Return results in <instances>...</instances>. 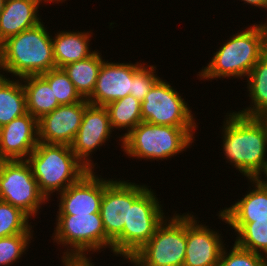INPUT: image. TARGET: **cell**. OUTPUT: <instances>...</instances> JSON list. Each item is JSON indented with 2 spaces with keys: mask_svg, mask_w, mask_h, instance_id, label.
<instances>
[{
  "mask_svg": "<svg viewBox=\"0 0 267 266\" xmlns=\"http://www.w3.org/2000/svg\"><path fill=\"white\" fill-rule=\"evenodd\" d=\"M222 126L226 162L248 179L267 169V117H249L236 111L226 113Z\"/></svg>",
  "mask_w": 267,
  "mask_h": 266,
  "instance_id": "cell-1",
  "label": "cell"
},
{
  "mask_svg": "<svg viewBox=\"0 0 267 266\" xmlns=\"http://www.w3.org/2000/svg\"><path fill=\"white\" fill-rule=\"evenodd\" d=\"M229 39L214 53L208 65L198 72L200 79L209 81L217 78L247 77L267 52V25L252 24Z\"/></svg>",
  "mask_w": 267,
  "mask_h": 266,
  "instance_id": "cell-2",
  "label": "cell"
},
{
  "mask_svg": "<svg viewBox=\"0 0 267 266\" xmlns=\"http://www.w3.org/2000/svg\"><path fill=\"white\" fill-rule=\"evenodd\" d=\"M43 22L0 44V70L22 78L56 68L50 32Z\"/></svg>",
  "mask_w": 267,
  "mask_h": 266,
  "instance_id": "cell-3",
  "label": "cell"
},
{
  "mask_svg": "<svg viewBox=\"0 0 267 266\" xmlns=\"http://www.w3.org/2000/svg\"><path fill=\"white\" fill-rule=\"evenodd\" d=\"M26 161L31 166L39 191L48 201L52 193L64 191L90 171L66 144L39 142Z\"/></svg>",
  "mask_w": 267,
  "mask_h": 266,
  "instance_id": "cell-4",
  "label": "cell"
},
{
  "mask_svg": "<svg viewBox=\"0 0 267 266\" xmlns=\"http://www.w3.org/2000/svg\"><path fill=\"white\" fill-rule=\"evenodd\" d=\"M196 128L153 125L142 121L119 141L121 149L129 157L167 160L192 145Z\"/></svg>",
  "mask_w": 267,
  "mask_h": 266,
  "instance_id": "cell-5",
  "label": "cell"
},
{
  "mask_svg": "<svg viewBox=\"0 0 267 266\" xmlns=\"http://www.w3.org/2000/svg\"><path fill=\"white\" fill-rule=\"evenodd\" d=\"M56 216L53 241L63 247L68 246L61 260L91 259L86 255L90 251L100 252L102 248H110L112 251V241L105 233L100 212Z\"/></svg>",
  "mask_w": 267,
  "mask_h": 266,
  "instance_id": "cell-6",
  "label": "cell"
},
{
  "mask_svg": "<svg viewBox=\"0 0 267 266\" xmlns=\"http://www.w3.org/2000/svg\"><path fill=\"white\" fill-rule=\"evenodd\" d=\"M151 188H147L129 205L128 223L122 233L112 242V253L127 261L154 235L165 220L162 205Z\"/></svg>",
  "mask_w": 267,
  "mask_h": 266,
  "instance_id": "cell-7",
  "label": "cell"
},
{
  "mask_svg": "<svg viewBox=\"0 0 267 266\" xmlns=\"http://www.w3.org/2000/svg\"><path fill=\"white\" fill-rule=\"evenodd\" d=\"M185 252L186 213H174L128 261L134 266H183Z\"/></svg>",
  "mask_w": 267,
  "mask_h": 266,
  "instance_id": "cell-8",
  "label": "cell"
},
{
  "mask_svg": "<svg viewBox=\"0 0 267 266\" xmlns=\"http://www.w3.org/2000/svg\"><path fill=\"white\" fill-rule=\"evenodd\" d=\"M0 200L19 208L30 218L38 215L48 200L39 191L26 160L0 161Z\"/></svg>",
  "mask_w": 267,
  "mask_h": 266,
  "instance_id": "cell-9",
  "label": "cell"
},
{
  "mask_svg": "<svg viewBox=\"0 0 267 266\" xmlns=\"http://www.w3.org/2000/svg\"><path fill=\"white\" fill-rule=\"evenodd\" d=\"M188 103L160 78L141 102L143 122L173 127H198Z\"/></svg>",
  "mask_w": 267,
  "mask_h": 266,
  "instance_id": "cell-10",
  "label": "cell"
},
{
  "mask_svg": "<svg viewBox=\"0 0 267 266\" xmlns=\"http://www.w3.org/2000/svg\"><path fill=\"white\" fill-rule=\"evenodd\" d=\"M147 185L129 180L104 178V193L100 207L101 219L107 237L113 242L128 223L129 205L147 189Z\"/></svg>",
  "mask_w": 267,
  "mask_h": 266,
  "instance_id": "cell-11",
  "label": "cell"
},
{
  "mask_svg": "<svg viewBox=\"0 0 267 266\" xmlns=\"http://www.w3.org/2000/svg\"><path fill=\"white\" fill-rule=\"evenodd\" d=\"M112 131L114 130L111 127L107 108L89 104L84 111L83 120L75 139L70 145L76 157L89 170H94L96 166L91 159L92 153L105 145L106 141L108 142Z\"/></svg>",
  "mask_w": 267,
  "mask_h": 266,
  "instance_id": "cell-12",
  "label": "cell"
},
{
  "mask_svg": "<svg viewBox=\"0 0 267 266\" xmlns=\"http://www.w3.org/2000/svg\"><path fill=\"white\" fill-rule=\"evenodd\" d=\"M90 103L83 99L78 103L58 106L38 119V141L45 144L71 145Z\"/></svg>",
  "mask_w": 267,
  "mask_h": 266,
  "instance_id": "cell-13",
  "label": "cell"
},
{
  "mask_svg": "<svg viewBox=\"0 0 267 266\" xmlns=\"http://www.w3.org/2000/svg\"><path fill=\"white\" fill-rule=\"evenodd\" d=\"M143 63H114L103 61L96 85L87 101L96 106H106L129 95L133 76L144 66Z\"/></svg>",
  "mask_w": 267,
  "mask_h": 266,
  "instance_id": "cell-14",
  "label": "cell"
},
{
  "mask_svg": "<svg viewBox=\"0 0 267 266\" xmlns=\"http://www.w3.org/2000/svg\"><path fill=\"white\" fill-rule=\"evenodd\" d=\"M191 213L186 214V252L183 266H217L223 248L222 236ZM198 221V222H197Z\"/></svg>",
  "mask_w": 267,
  "mask_h": 266,
  "instance_id": "cell-15",
  "label": "cell"
},
{
  "mask_svg": "<svg viewBox=\"0 0 267 266\" xmlns=\"http://www.w3.org/2000/svg\"><path fill=\"white\" fill-rule=\"evenodd\" d=\"M88 171L79 181L58 193V215L99 213L104 193V179Z\"/></svg>",
  "mask_w": 267,
  "mask_h": 266,
  "instance_id": "cell-16",
  "label": "cell"
},
{
  "mask_svg": "<svg viewBox=\"0 0 267 266\" xmlns=\"http://www.w3.org/2000/svg\"><path fill=\"white\" fill-rule=\"evenodd\" d=\"M38 143V120L27 112L0 128V161L26 160Z\"/></svg>",
  "mask_w": 267,
  "mask_h": 266,
  "instance_id": "cell-17",
  "label": "cell"
},
{
  "mask_svg": "<svg viewBox=\"0 0 267 266\" xmlns=\"http://www.w3.org/2000/svg\"><path fill=\"white\" fill-rule=\"evenodd\" d=\"M39 5L41 3L38 0H5L0 13V44L41 23Z\"/></svg>",
  "mask_w": 267,
  "mask_h": 266,
  "instance_id": "cell-18",
  "label": "cell"
},
{
  "mask_svg": "<svg viewBox=\"0 0 267 266\" xmlns=\"http://www.w3.org/2000/svg\"><path fill=\"white\" fill-rule=\"evenodd\" d=\"M252 188L232 206L220 210L226 222H254L267 219V189L256 179H248ZM252 189V190H251Z\"/></svg>",
  "mask_w": 267,
  "mask_h": 266,
  "instance_id": "cell-19",
  "label": "cell"
},
{
  "mask_svg": "<svg viewBox=\"0 0 267 266\" xmlns=\"http://www.w3.org/2000/svg\"><path fill=\"white\" fill-rule=\"evenodd\" d=\"M52 36L53 57L56 68L84 60L94 52L90 49L91 32L59 31Z\"/></svg>",
  "mask_w": 267,
  "mask_h": 266,
  "instance_id": "cell-20",
  "label": "cell"
},
{
  "mask_svg": "<svg viewBox=\"0 0 267 266\" xmlns=\"http://www.w3.org/2000/svg\"><path fill=\"white\" fill-rule=\"evenodd\" d=\"M20 79L26 95L27 112L37 120L60 106L54 97L53 88L41 75H29Z\"/></svg>",
  "mask_w": 267,
  "mask_h": 266,
  "instance_id": "cell-21",
  "label": "cell"
},
{
  "mask_svg": "<svg viewBox=\"0 0 267 266\" xmlns=\"http://www.w3.org/2000/svg\"><path fill=\"white\" fill-rule=\"evenodd\" d=\"M247 79L251 105L237 111L249 117H267V52L254 65Z\"/></svg>",
  "mask_w": 267,
  "mask_h": 266,
  "instance_id": "cell-22",
  "label": "cell"
},
{
  "mask_svg": "<svg viewBox=\"0 0 267 266\" xmlns=\"http://www.w3.org/2000/svg\"><path fill=\"white\" fill-rule=\"evenodd\" d=\"M0 75V128L27 113L26 95L21 79Z\"/></svg>",
  "mask_w": 267,
  "mask_h": 266,
  "instance_id": "cell-23",
  "label": "cell"
},
{
  "mask_svg": "<svg viewBox=\"0 0 267 266\" xmlns=\"http://www.w3.org/2000/svg\"><path fill=\"white\" fill-rule=\"evenodd\" d=\"M99 50L84 60L63 67L77 92L83 99H88L94 91L103 58Z\"/></svg>",
  "mask_w": 267,
  "mask_h": 266,
  "instance_id": "cell-24",
  "label": "cell"
},
{
  "mask_svg": "<svg viewBox=\"0 0 267 266\" xmlns=\"http://www.w3.org/2000/svg\"><path fill=\"white\" fill-rule=\"evenodd\" d=\"M217 215L235 230L237 246L260 255L265 254L267 257V219L254 222H226L225 216L220 211Z\"/></svg>",
  "mask_w": 267,
  "mask_h": 266,
  "instance_id": "cell-25",
  "label": "cell"
},
{
  "mask_svg": "<svg viewBox=\"0 0 267 266\" xmlns=\"http://www.w3.org/2000/svg\"><path fill=\"white\" fill-rule=\"evenodd\" d=\"M105 107L109 113L111 127L118 130L126 129L127 131L119 137L120 139L142 122L141 101L133 95L129 94L122 99L109 103Z\"/></svg>",
  "mask_w": 267,
  "mask_h": 266,
  "instance_id": "cell-26",
  "label": "cell"
},
{
  "mask_svg": "<svg viewBox=\"0 0 267 266\" xmlns=\"http://www.w3.org/2000/svg\"><path fill=\"white\" fill-rule=\"evenodd\" d=\"M29 216L19 208L0 200V238L33 233Z\"/></svg>",
  "mask_w": 267,
  "mask_h": 266,
  "instance_id": "cell-27",
  "label": "cell"
},
{
  "mask_svg": "<svg viewBox=\"0 0 267 266\" xmlns=\"http://www.w3.org/2000/svg\"><path fill=\"white\" fill-rule=\"evenodd\" d=\"M41 76L53 88L54 97L60 105L78 103L83 100L63 68H53Z\"/></svg>",
  "mask_w": 267,
  "mask_h": 266,
  "instance_id": "cell-28",
  "label": "cell"
},
{
  "mask_svg": "<svg viewBox=\"0 0 267 266\" xmlns=\"http://www.w3.org/2000/svg\"><path fill=\"white\" fill-rule=\"evenodd\" d=\"M33 233H19L0 238V266H10L26 253Z\"/></svg>",
  "mask_w": 267,
  "mask_h": 266,
  "instance_id": "cell-29",
  "label": "cell"
},
{
  "mask_svg": "<svg viewBox=\"0 0 267 266\" xmlns=\"http://www.w3.org/2000/svg\"><path fill=\"white\" fill-rule=\"evenodd\" d=\"M224 247L221 253L220 266H267V257L240 248L235 243L229 252Z\"/></svg>",
  "mask_w": 267,
  "mask_h": 266,
  "instance_id": "cell-30",
  "label": "cell"
},
{
  "mask_svg": "<svg viewBox=\"0 0 267 266\" xmlns=\"http://www.w3.org/2000/svg\"><path fill=\"white\" fill-rule=\"evenodd\" d=\"M144 65L132 79V90L130 95H133L139 101H143L145 95L151 90L154 84L160 79L156 73V66Z\"/></svg>",
  "mask_w": 267,
  "mask_h": 266,
  "instance_id": "cell-31",
  "label": "cell"
},
{
  "mask_svg": "<svg viewBox=\"0 0 267 266\" xmlns=\"http://www.w3.org/2000/svg\"><path fill=\"white\" fill-rule=\"evenodd\" d=\"M63 266H94L91 259H83V260H66L62 259Z\"/></svg>",
  "mask_w": 267,
  "mask_h": 266,
  "instance_id": "cell-32",
  "label": "cell"
},
{
  "mask_svg": "<svg viewBox=\"0 0 267 266\" xmlns=\"http://www.w3.org/2000/svg\"><path fill=\"white\" fill-rule=\"evenodd\" d=\"M244 1L245 4L247 3L248 5H254L256 7H260V8H265V10H267V0H241Z\"/></svg>",
  "mask_w": 267,
  "mask_h": 266,
  "instance_id": "cell-33",
  "label": "cell"
},
{
  "mask_svg": "<svg viewBox=\"0 0 267 266\" xmlns=\"http://www.w3.org/2000/svg\"><path fill=\"white\" fill-rule=\"evenodd\" d=\"M265 175L264 179H262V176H259L257 179L263 184V186L267 189V169L262 173ZM266 178V179H265Z\"/></svg>",
  "mask_w": 267,
  "mask_h": 266,
  "instance_id": "cell-34",
  "label": "cell"
},
{
  "mask_svg": "<svg viewBox=\"0 0 267 266\" xmlns=\"http://www.w3.org/2000/svg\"><path fill=\"white\" fill-rule=\"evenodd\" d=\"M41 4L43 3V1L46 3H50L51 4V2H55V4L56 3H62V2H64V1H66V0H38Z\"/></svg>",
  "mask_w": 267,
  "mask_h": 266,
  "instance_id": "cell-35",
  "label": "cell"
},
{
  "mask_svg": "<svg viewBox=\"0 0 267 266\" xmlns=\"http://www.w3.org/2000/svg\"><path fill=\"white\" fill-rule=\"evenodd\" d=\"M4 3H5V0H0V13H1L2 10H3Z\"/></svg>",
  "mask_w": 267,
  "mask_h": 266,
  "instance_id": "cell-36",
  "label": "cell"
}]
</instances>
